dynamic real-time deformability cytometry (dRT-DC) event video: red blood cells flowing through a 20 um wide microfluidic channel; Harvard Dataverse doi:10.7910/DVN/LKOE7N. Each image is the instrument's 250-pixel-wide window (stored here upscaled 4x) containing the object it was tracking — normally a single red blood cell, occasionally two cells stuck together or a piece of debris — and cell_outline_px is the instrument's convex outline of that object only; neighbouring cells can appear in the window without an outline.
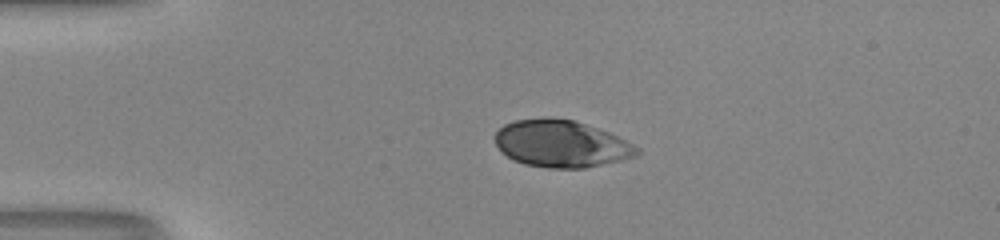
{"species": "human", "species_latin": "Homo sapiens", "temperature_condition": "room temperature", "stored_images_in_passage": 40, "camera_frame_rate_fps": 3000, "um_per_image_px": 0.085, "donor": {"sex": "male"}, "frame": {"image": 1, "passage_image": 1, "time_ms": 0.0, "image_size_px": [1000, 240], "cell_outline_px": [[640, 152], [636, 156], [620, 160], [584, 168], [548, 168], [524, 164], [512, 160], [496, 144], [496, 132], [504, 124], [516, 120], [544, 116], [548, 116], [576, 120], [608, 132], [640, 148]], "centroid_in_image_um": [47.69, 12.2], "position_along_channel_um": 37.3, "area_um2": 38.9}}
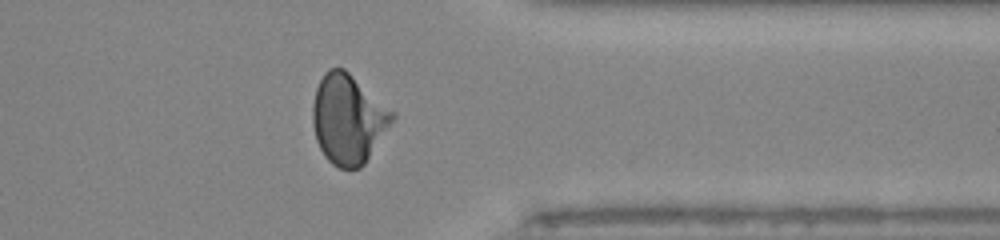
{"frame": {"image": 2, "passage_image": 30, "time_ms": 9.667, "image_size_px": [1000, 240], "cell_outline_px": [[396, 116], [364, 164], [360, 168], [340, 168], [332, 164], [324, 156], [316, 140], [312, 120], [312, 104], [316, 88], [324, 72], [328, 68], [344, 68], [396, 112]], "centroid_in_image_um": [29.59, 10.1], "position_along_channel_um": 381.8, "area_um2": 41.5}}
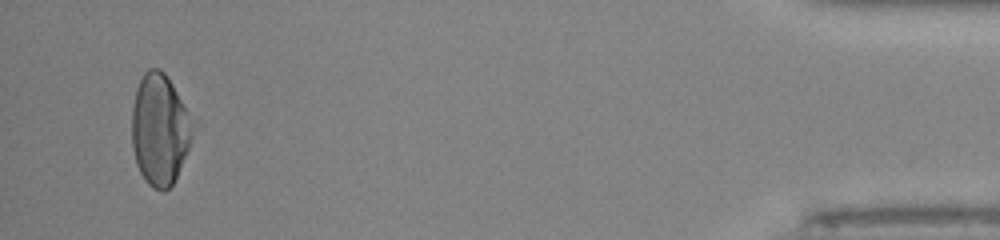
{"frame": {"image": 3, "passage_image": 38, "time_ms": 12.333, "image_size_px": [1000, 240], "cell_outline_px": [[200, 124], [176, 176], [172, 184], [164, 192], [152, 188], [144, 180], [136, 164], [132, 148], [132, 104], [136, 88], [144, 72], [148, 68], [160, 68], [164, 72], [200, 120]], "centroid_in_image_um": [13.67, 10.96], "position_along_channel_um": 421.5, "area_um2": 41.33}, "authors_computed_cell_mechanics": {"area_um2": 39.7953, "velocity_mm_per_s": 4.105, "shape_relaxation_time_tau1_ms": 3.1923, "shape_relaxation_time_tau2_ms": null, "deformation_change_tau1": 0.1778, "deformation_change_tau2": null}}